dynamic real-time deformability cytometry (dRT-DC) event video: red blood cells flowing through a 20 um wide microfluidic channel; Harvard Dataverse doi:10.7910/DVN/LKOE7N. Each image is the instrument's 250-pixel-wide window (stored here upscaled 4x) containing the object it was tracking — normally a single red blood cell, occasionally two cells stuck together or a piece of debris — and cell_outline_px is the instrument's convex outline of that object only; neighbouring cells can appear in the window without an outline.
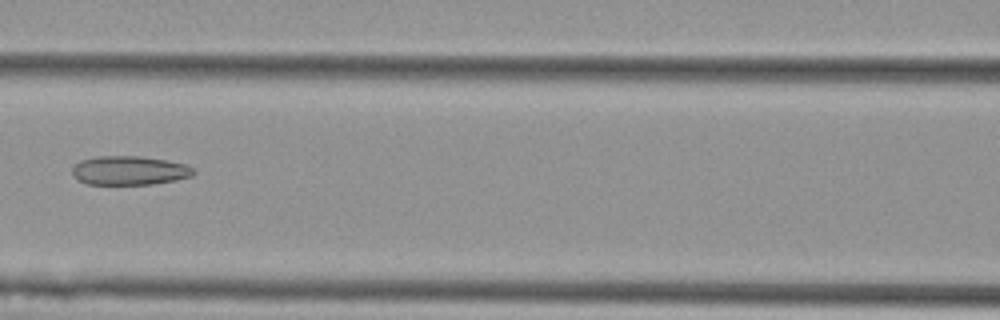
{"species": "Egyptian fruit bat (a non-hibernating species)", "species_latin": "Rousettus aegyptiacus", "temperature_condition": "cold", "stored_images_in_passage": 8, "camera_frame_rate_fps": 3000, "um_per_image_px": 0.085, "animal": {"sex": "female"}, "frame": {"image": 1, "passage_image": 6, "time_ms": 1.667, "image_size_px": [1000, 320], "cell_outline_px": [[196, 172], [192, 176], [176, 180], [152, 184], [84, 184], [72, 176], [72, 168], [80, 160], [96, 156], [140, 156], [168, 160], [188, 164]], "centroid_in_image_um": [11.0, 14.49], "position_along_channel_um": 155.6, "area_um2": 20.75}}
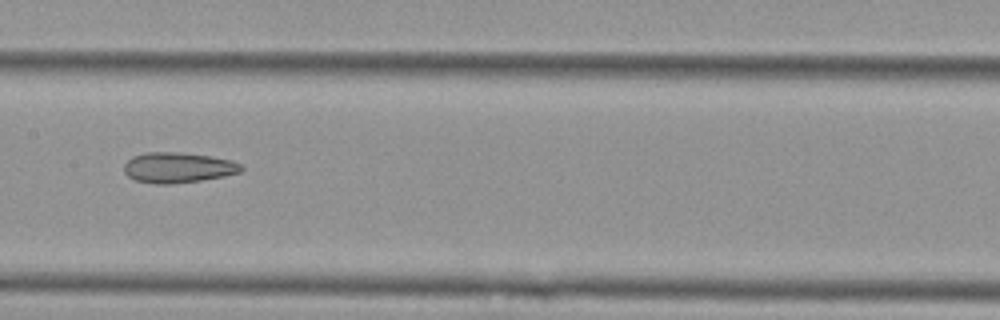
{"frame": {"image": 2, "passage_image": 7, "time_ms": 2.0, "image_size_px": [1000, 320], "cell_outline_px": [[244, 168], [240, 172], [224, 176], [200, 180], [168, 184], [156, 184], [136, 180], [128, 176], [124, 172], [124, 164], [132, 156], [148, 152], [180, 152], [212, 156], [232, 160], [240, 164]], "centroid_in_image_um": [15.13, 14.23], "position_along_channel_um": 192.3, "area_um2": 20.75}}
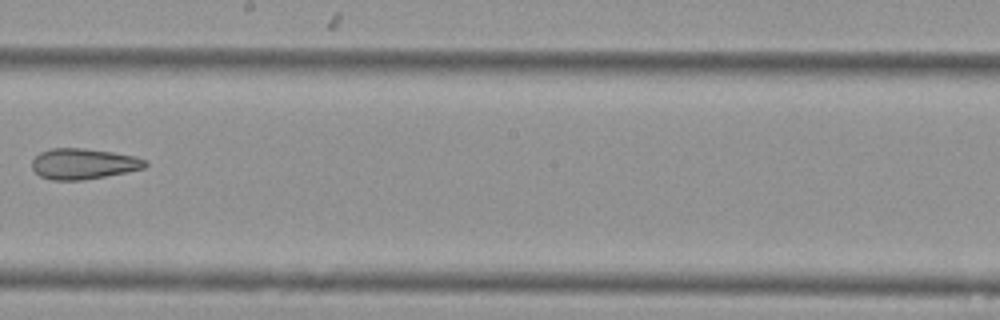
{"frame": {"image": 3, "passage_image": 8, "time_ms": 2.333, "image_size_px": [1000, 320], "cell_outline_px": [[148, 164], [144, 168], [84, 180], [52, 180], [40, 176], [32, 168], [32, 160], [40, 152], [52, 148], [84, 148], [112, 152], [136, 156], [148, 160]], "centroid_in_image_um": [7.1, 13.91], "position_along_channel_um": 241.1, "area_um2": 20.23}}